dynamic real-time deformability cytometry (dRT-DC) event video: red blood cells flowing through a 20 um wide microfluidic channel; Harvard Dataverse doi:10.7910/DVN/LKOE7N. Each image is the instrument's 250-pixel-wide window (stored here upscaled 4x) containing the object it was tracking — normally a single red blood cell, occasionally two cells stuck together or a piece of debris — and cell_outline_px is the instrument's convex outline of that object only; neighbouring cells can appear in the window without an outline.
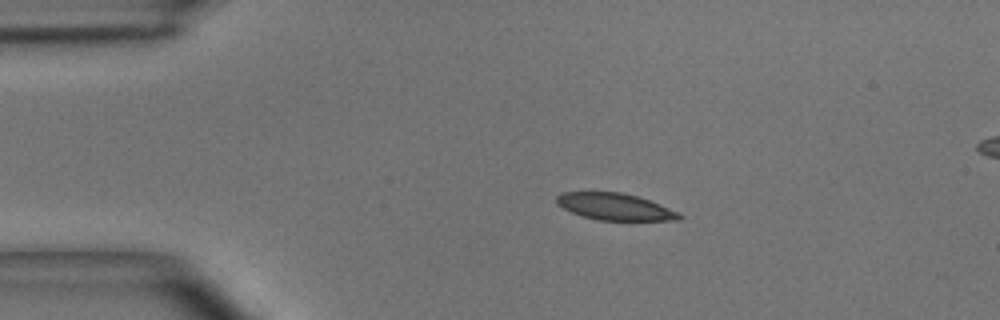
{"species": "common noctule bat (a hibernating species)", "species_latin": "Nyctalus noctula", "temperature_condition": "room temperature", "stored_images_in_passage": 42, "camera_frame_rate_fps": 3000, "um_per_image_px": 0.085, "animal": {"sex": "male", "body_mass_g": 15.6}, "frame": {"image": 1, "passage_image": 1, "time_ms": 0.0, "image_size_px": [1000, 320], "cell_outline_px": [[684, 216], [680, 220], [596, 220], [572, 212], [556, 204], [556, 196], [564, 192], [620, 192], [636, 196], [660, 204], [680, 212]], "centroid_in_image_um": [52.29, 17.57], "position_along_channel_um": 32.7, "area_um2": 19.07}}
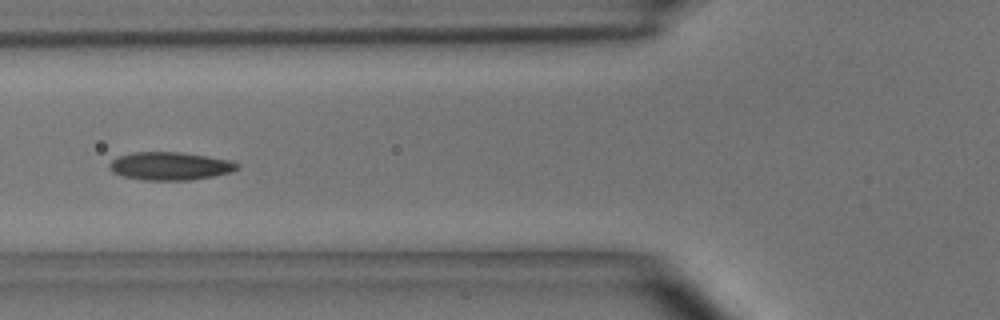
{"frame": {"image": 2, "passage_image": 10, "time_ms": 3.0, "image_size_px": [1000, 320], "cell_outline_px": [[240, 164], [232, 172], [192, 180], [144, 180], [124, 176], [112, 172], [108, 168], [108, 164], [116, 156], [132, 152], [180, 152], [208, 156], [232, 160]], "centroid_in_image_um": [14.43, 14.1], "position_along_channel_um": 111.4, "area_um2": 21.04}}
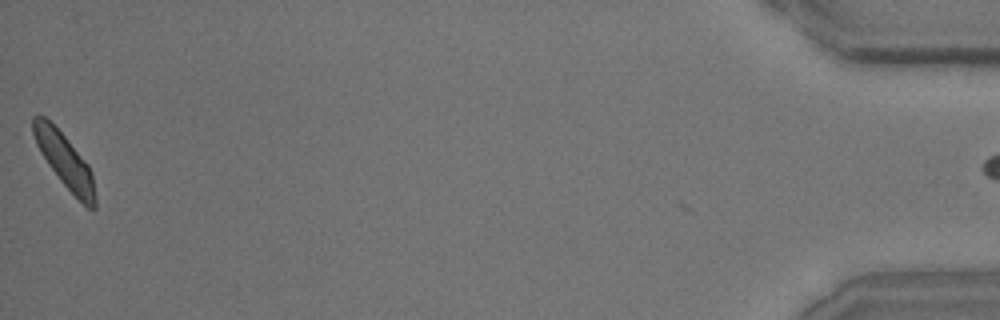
{"frame": {"image": 3, "passage_image": 41, "time_ms": 13.333, "image_size_px": [1000, 320], "cell_outline_px": [[96, 208], [88, 208], [60, 180], [48, 164], [40, 152], [36, 144], [32, 132], [32, 116], [44, 116], [64, 136], [88, 164], [92, 172], [96, 200]], "centroid_in_image_um": [5.49, 13.65], "position_along_channel_um": 429.7, "area_um2": 19.07}, "authors_computed_cell_mechanics": {"area_um2": 19.8543, "velocity_mm_per_s": 4.0003, "shape_relaxation_time_tau1_ms": 2.5633, "shape_relaxation_time_tau2_ms": 1.3714, "deformation_change_tau1": 0.1169, "deformation_change_tau2": 0.0781}}